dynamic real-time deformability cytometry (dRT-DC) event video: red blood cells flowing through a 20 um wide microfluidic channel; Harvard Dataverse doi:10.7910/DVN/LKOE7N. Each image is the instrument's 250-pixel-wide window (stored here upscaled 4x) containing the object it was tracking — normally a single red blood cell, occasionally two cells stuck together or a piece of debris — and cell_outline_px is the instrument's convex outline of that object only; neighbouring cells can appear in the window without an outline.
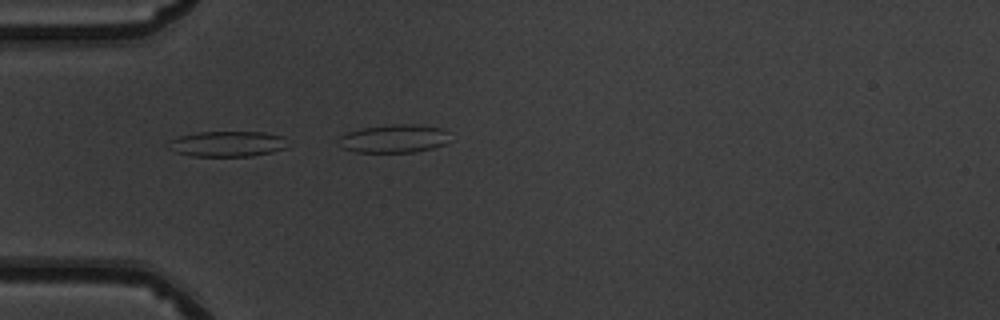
{"species": "common noctule bat (a hibernating species)", "species_latin": "Nyctalus noctula", "temperature_condition": "warm", "stored_images_in_passage": 17, "camera_frame_rate_fps": 3000, "um_per_image_px": 0.085, "animal": {"sex": "male", "body_mass_g": 19.5, "forearm_length_mm": 54.6}, "frame": {"image": 1, "passage_image": 15, "time_ms": 4.667, "image_size_px": [1000, 320], "cell_outline_px": [[288, 148], [272, 152], [252, 156], [192, 156], [176, 152], [168, 148], [164, 144], [168, 140], [180, 136], [200, 132], [264, 132], [284, 136]], "centroid_in_image_um": [19.31, 12.23], "position_along_channel_um": 65.7, "area_um2": 17.98}}